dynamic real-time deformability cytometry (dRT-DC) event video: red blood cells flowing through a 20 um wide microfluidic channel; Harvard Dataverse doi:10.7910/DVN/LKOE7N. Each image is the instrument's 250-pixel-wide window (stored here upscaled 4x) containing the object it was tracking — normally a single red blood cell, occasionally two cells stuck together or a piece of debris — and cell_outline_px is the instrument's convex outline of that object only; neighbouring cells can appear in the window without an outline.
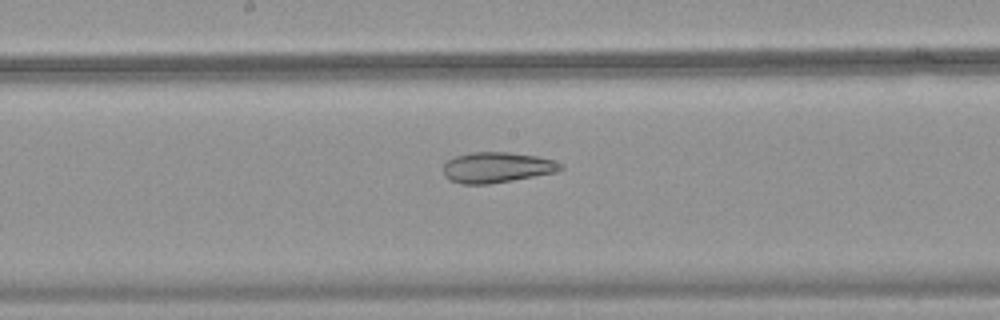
{"species": "common noctule bat (a hibernating species)", "species_latin": "Nyctalus noctula", "temperature_condition": "warm", "stored_images_in_passage": 38, "camera_frame_rate_fps": 3000, "um_per_image_px": 0.085, "animal": {"sex": "female", "body_mass_g": 18.4}, "frame": {"image": 1, "passage_image": 15, "time_ms": 4.667, "image_size_px": [1000, 320], "cell_outline_px": [[564, 168], [556, 172], [512, 180], [488, 184], [460, 184], [448, 180], [444, 176], [444, 164], [448, 160], [456, 156], [472, 152], [508, 152], [536, 156], [552, 160], [564, 164]], "centroid_in_image_um": [42.22, 14.23], "position_along_channel_um": 206.0, "area_um2": 20.87}}
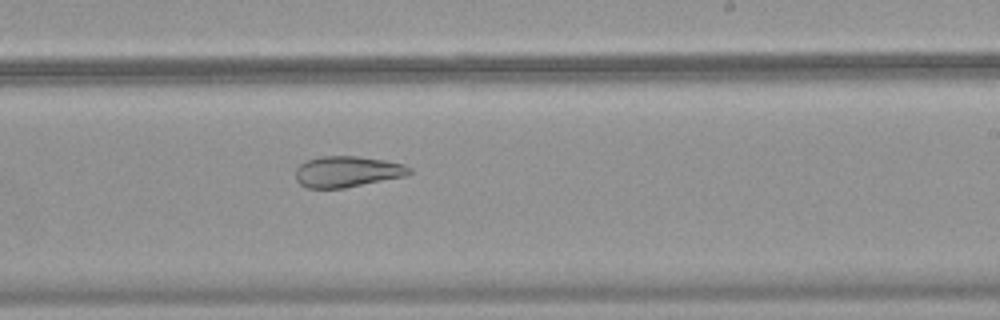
{"frame": {"image": 2, "passage_image": 19, "time_ms": 6.0, "image_size_px": [1000, 320], "cell_outline_px": [[412, 172], [404, 176], [344, 188], [308, 188], [300, 184], [296, 180], [296, 168], [300, 164], [308, 160], [320, 156], [356, 156], [384, 160], [404, 164], [412, 168]], "centroid_in_image_um": [29.51, 14.58], "position_along_channel_um": 259.5, "area_um2": 20.46}}
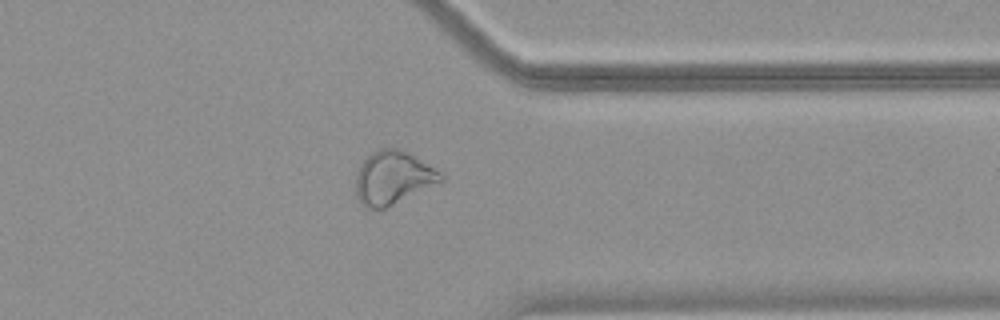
{"frame": {"image": 3, "passage_image": 28, "time_ms": 9.0, "image_size_px": [1000, 320], "cell_outline_px": [[444, 180], [384, 208], [364, 208], [360, 204], [356, 196], [356, 176], [364, 160], [372, 152], [380, 148], [400, 148], [408, 152], [440, 172], [444, 176]], "centroid_in_image_um": [33.37, 15.1], "position_along_channel_um": 378.0, "area_um2": 25.95}}